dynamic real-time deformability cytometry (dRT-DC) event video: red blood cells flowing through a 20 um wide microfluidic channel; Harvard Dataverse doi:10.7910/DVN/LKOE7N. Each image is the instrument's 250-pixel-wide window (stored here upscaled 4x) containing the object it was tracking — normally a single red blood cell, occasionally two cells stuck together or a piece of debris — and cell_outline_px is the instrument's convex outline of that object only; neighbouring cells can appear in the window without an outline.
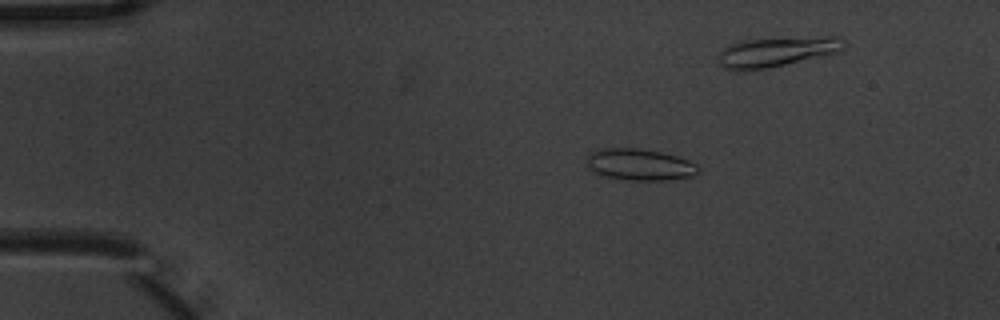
{"species": "common noctule bat (a hibernating species)", "species_latin": "Nyctalus noctula", "temperature_condition": "warm", "stored_images_in_passage": 7, "camera_frame_rate_fps": 3000, "um_per_image_px": 0.085, "animal": {"sex": "male", "body_mass_g": 20.1, "forearm_length_mm": 53.5}, "frame": {"image": 1, "passage_image": 3, "time_ms": 0.667, "image_size_px": [1000, 320], "cell_outline_px": [[700, 172], [692, 176], [668, 180], [628, 180], [604, 176], [588, 168], [588, 152], [596, 148], [636, 148], [660, 152], [676, 156], [688, 160], [696, 164], [700, 168]], "centroid_in_image_um": [54.37, 13.98], "position_along_channel_um": 30.6, "area_um2": 20.58}}
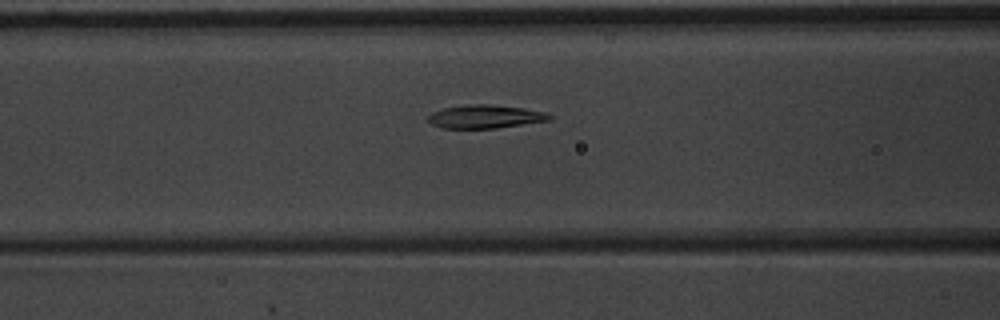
{"frame": {"image": 2, "passage_image": 7, "time_ms": 2.0, "image_size_px": [1000, 320], "cell_outline_px": [[552, 120], [496, 128], [440, 128], [432, 124], [428, 120], [428, 116], [432, 112], [444, 108], [468, 104], [492, 104], [524, 108], [544, 112], [552, 116]], "centroid_in_image_um": [41.24, 9.91], "position_along_channel_um": 125.4, "area_um2": 16.53}}